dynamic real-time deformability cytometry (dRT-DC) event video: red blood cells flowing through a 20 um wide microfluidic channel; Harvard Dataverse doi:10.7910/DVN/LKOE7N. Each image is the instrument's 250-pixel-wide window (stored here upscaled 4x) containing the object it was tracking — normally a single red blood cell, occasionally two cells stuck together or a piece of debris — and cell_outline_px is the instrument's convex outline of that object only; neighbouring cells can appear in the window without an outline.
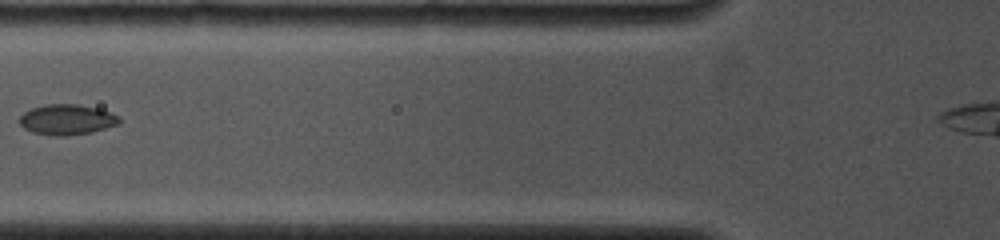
{"species": "common noctule bat (a hibernating species)", "species_latin": "Nyctalus noctula", "temperature_condition": "cold", "stored_images_in_passage": 5, "camera_frame_rate_fps": 4000, "um_per_image_px": 0.085, "animal": {"sex": "female", "body_mass_g": 19.0, "forearm_length_mm": 53.3}, "frame": {"image": 1, "passage_image": 2, "time_ms": 1.0, "image_size_px": [1000, 240], "cell_outline_px": [[120, 124], [92, 132], [68, 136], [52, 136], [32, 132], [24, 128], [20, 124], [20, 116], [24, 112], [32, 108], [44, 104], [76, 104], [96, 108], [112, 112], [120, 116]], "centroid_in_image_um": [5.71, 10.17], "position_along_channel_um": 120.1, "area_um2": 17.86}}
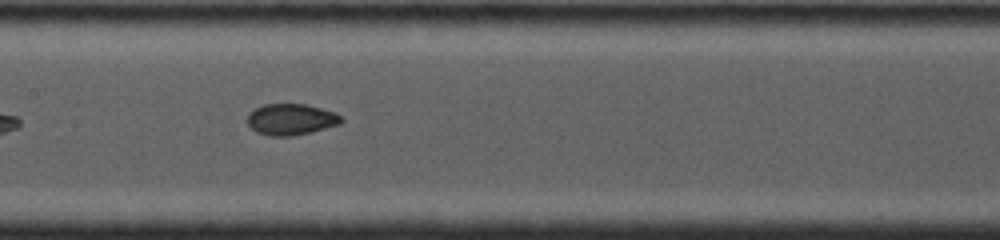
{"frame": {"image": 2, "passage_image": 4, "time_ms": 2.5, "image_size_px": [1000, 240], "cell_outline_px": [[344, 120], [340, 124], [312, 132], [292, 136], [268, 136], [256, 132], [248, 124], [248, 112], [264, 104], [304, 104], [336, 112]], "centroid_in_image_um": [24.74, 10.15], "position_along_channel_um": 182.7, "area_um2": 17.17}}
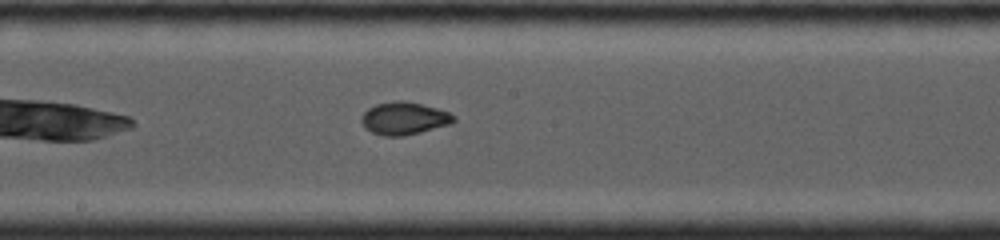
{"frame": {"image": 3, "passage_image": 5, "time_ms": 3.25, "image_size_px": [1000, 240], "cell_outline_px": [[456, 120], [452, 124], [404, 136], [384, 136], [372, 132], [364, 128], [360, 120], [360, 116], [368, 108], [376, 104], [396, 100], [404, 100], [436, 108], [448, 112], [456, 116]], "centroid_in_image_um": [34.33, 10.06], "position_along_channel_um": 213.9, "area_um2": 17.69}}